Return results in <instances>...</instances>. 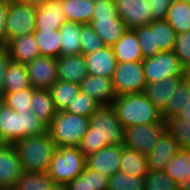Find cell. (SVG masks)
Masks as SVG:
<instances>
[{"mask_svg":"<svg viewBox=\"0 0 190 190\" xmlns=\"http://www.w3.org/2000/svg\"><path fill=\"white\" fill-rule=\"evenodd\" d=\"M89 119L88 131L78 146L85 157L107 145H124L125 128L111 104L101 105Z\"/></svg>","mask_w":190,"mask_h":190,"instance_id":"1","label":"cell"},{"mask_svg":"<svg viewBox=\"0 0 190 190\" xmlns=\"http://www.w3.org/2000/svg\"><path fill=\"white\" fill-rule=\"evenodd\" d=\"M23 172L47 174L56 151V144L48 132L14 142Z\"/></svg>","mask_w":190,"mask_h":190,"instance_id":"2","label":"cell"},{"mask_svg":"<svg viewBox=\"0 0 190 190\" xmlns=\"http://www.w3.org/2000/svg\"><path fill=\"white\" fill-rule=\"evenodd\" d=\"M47 125L32 111L16 112L5 104L0 105V143L13 144L26 137L41 136Z\"/></svg>","mask_w":190,"mask_h":190,"instance_id":"3","label":"cell"},{"mask_svg":"<svg viewBox=\"0 0 190 190\" xmlns=\"http://www.w3.org/2000/svg\"><path fill=\"white\" fill-rule=\"evenodd\" d=\"M111 105L125 129L163 120L161 111L144 93L117 96Z\"/></svg>","mask_w":190,"mask_h":190,"instance_id":"4","label":"cell"},{"mask_svg":"<svg viewBox=\"0 0 190 190\" xmlns=\"http://www.w3.org/2000/svg\"><path fill=\"white\" fill-rule=\"evenodd\" d=\"M140 43L143 59L174 49L178 33L166 20L153 21L149 25L133 29Z\"/></svg>","mask_w":190,"mask_h":190,"instance_id":"5","label":"cell"},{"mask_svg":"<svg viewBox=\"0 0 190 190\" xmlns=\"http://www.w3.org/2000/svg\"><path fill=\"white\" fill-rule=\"evenodd\" d=\"M89 25L105 46H113L128 29L117 13L115 0L95 3Z\"/></svg>","mask_w":190,"mask_h":190,"instance_id":"6","label":"cell"},{"mask_svg":"<svg viewBox=\"0 0 190 190\" xmlns=\"http://www.w3.org/2000/svg\"><path fill=\"white\" fill-rule=\"evenodd\" d=\"M89 126V117L58 111L53 121L47 126V132L56 147H78Z\"/></svg>","mask_w":190,"mask_h":190,"instance_id":"7","label":"cell"},{"mask_svg":"<svg viewBox=\"0 0 190 190\" xmlns=\"http://www.w3.org/2000/svg\"><path fill=\"white\" fill-rule=\"evenodd\" d=\"M85 162L86 157L78 147H57L47 175L55 185L65 186L82 174Z\"/></svg>","mask_w":190,"mask_h":190,"instance_id":"8","label":"cell"},{"mask_svg":"<svg viewBox=\"0 0 190 190\" xmlns=\"http://www.w3.org/2000/svg\"><path fill=\"white\" fill-rule=\"evenodd\" d=\"M147 84L175 76H186L185 67L173 50L160 52L142 60Z\"/></svg>","mask_w":190,"mask_h":190,"instance_id":"9","label":"cell"},{"mask_svg":"<svg viewBox=\"0 0 190 190\" xmlns=\"http://www.w3.org/2000/svg\"><path fill=\"white\" fill-rule=\"evenodd\" d=\"M112 82L117 96L144 93L147 81L143 62H118Z\"/></svg>","mask_w":190,"mask_h":190,"instance_id":"10","label":"cell"},{"mask_svg":"<svg viewBox=\"0 0 190 190\" xmlns=\"http://www.w3.org/2000/svg\"><path fill=\"white\" fill-rule=\"evenodd\" d=\"M167 130L166 120L154 124H143L125 129L124 146L141 154H149Z\"/></svg>","mask_w":190,"mask_h":190,"instance_id":"11","label":"cell"},{"mask_svg":"<svg viewBox=\"0 0 190 190\" xmlns=\"http://www.w3.org/2000/svg\"><path fill=\"white\" fill-rule=\"evenodd\" d=\"M36 11L37 6L10 0L6 25L8 41L21 35L34 33L36 30Z\"/></svg>","mask_w":190,"mask_h":190,"instance_id":"12","label":"cell"},{"mask_svg":"<svg viewBox=\"0 0 190 190\" xmlns=\"http://www.w3.org/2000/svg\"><path fill=\"white\" fill-rule=\"evenodd\" d=\"M25 66L33 89L49 90L58 81L55 57L39 56Z\"/></svg>","mask_w":190,"mask_h":190,"instance_id":"13","label":"cell"},{"mask_svg":"<svg viewBox=\"0 0 190 190\" xmlns=\"http://www.w3.org/2000/svg\"><path fill=\"white\" fill-rule=\"evenodd\" d=\"M117 13L128 29L149 25L153 22L148 0H115Z\"/></svg>","mask_w":190,"mask_h":190,"instance_id":"14","label":"cell"},{"mask_svg":"<svg viewBox=\"0 0 190 190\" xmlns=\"http://www.w3.org/2000/svg\"><path fill=\"white\" fill-rule=\"evenodd\" d=\"M121 146L107 145L86 157V167L110 178L119 172Z\"/></svg>","mask_w":190,"mask_h":190,"instance_id":"15","label":"cell"},{"mask_svg":"<svg viewBox=\"0 0 190 190\" xmlns=\"http://www.w3.org/2000/svg\"><path fill=\"white\" fill-rule=\"evenodd\" d=\"M22 173V166L13 145L0 143V189L14 188Z\"/></svg>","mask_w":190,"mask_h":190,"instance_id":"16","label":"cell"},{"mask_svg":"<svg viewBox=\"0 0 190 190\" xmlns=\"http://www.w3.org/2000/svg\"><path fill=\"white\" fill-rule=\"evenodd\" d=\"M179 144L166 130L152 151L146 155L148 170L164 171L166 165L178 152Z\"/></svg>","mask_w":190,"mask_h":190,"instance_id":"17","label":"cell"},{"mask_svg":"<svg viewBox=\"0 0 190 190\" xmlns=\"http://www.w3.org/2000/svg\"><path fill=\"white\" fill-rule=\"evenodd\" d=\"M88 75L112 78L118 61L112 46H103L93 53L84 54Z\"/></svg>","mask_w":190,"mask_h":190,"instance_id":"18","label":"cell"},{"mask_svg":"<svg viewBox=\"0 0 190 190\" xmlns=\"http://www.w3.org/2000/svg\"><path fill=\"white\" fill-rule=\"evenodd\" d=\"M80 91L88 94L101 105H110L117 97L112 78L98 75H88L80 83Z\"/></svg>","mask_w":190,"mask_h":190,"instance_id":"19","label":"cell"},{"mask_svg":"<svg viewBox=\"0 0 190 190\" xmlns=\"http://www.w3.org/2000/svg\"><path fill=\"white\" fill-rule=\"evenodd\" d=\"M66 21L61 0H49L37 5L36 30H59Z\"/></svg>","mask_w":190,"mask_h":190,"instance_id":"20","label":"cell"},{"mask_svg":"<svg viewBox=\"0 0 190 190\" xmlns=\"http://www.w3.org/2000/svg\"><path fill=\"white\" fill-rule=\"evenodd\" d=\"M10 60L27 64L41 56L34 33L9 40L5 46Z\"/></svg>","mask_w":190,"mask_h":190,"instance_id":"21","label":"cell"},{"mask_svg":"<svg viewBox=\"0 0 190 190\" xmlns=\"http://www.w3.org/2000/svg\"><path fill=\"white\" fill-rule=\"evenodd\" d=\"M57 74L58 80L80 84L88 76L84 55L57 58Z\"/></svg>","mask_w":190,"mask_h":190,"instance_id":"22","label":"cell"},{"mask_svg":"<svg viewBox=\"0 0 190 190\" xmlns=\"http://www.w3.org/2000/svg\"><path fill=\"white\" fill-rule=\"evenodd\" d=\"M164 172L177 183L178 190H190V150H180L168 162Z\"/></svg>","mask_w":190,"mask_h":190,"instance_id":"23","label":"cell"},{"mask_svg":"<svg viewBox=\"0 0 190 190\" xmlns=\"http://www.w3.org/2000/svg\"><path fill=\"white\" fill-rule=\"evenodd\" d=\"M184 77L186 76H175L160 80L153 84H147L144 94L160 111H162L172 95H174L177 85Z\"/></svg>","mask_w":190,"mask_h":190,"instance_id":"24","label":"cell"},{"mask_svg":"<svg viewBox=\"0 0 190 190\" xmlns=\"http://www.w3.org/2000/svg\"><path fill=\"white\" fill-rule=\"evenodd\" d=\"M139 45L140 43L138 42L135 31L133 29H127L121 38L112 46L117 61L124 63L143 60Z\"/></svg>","mask_w":190,"mask_h":190,"instance_id":"25","label":"cell"},{"mask_svg":"<svg viewBox=\"0 0 190 190\" xmlns=\"http://www.w3.org/2000/svg\"><path fill=\"white\" fill-rule=\"evenodd\" d=\"M83 26L81 23L65 21L59 28L61 56L82 54L80 36Z\"/></svg>","mask_w":190,"mask_h":190,"instance_id":"26","label":"cell"},{"mask_svg":"<svg viewBox=\"0 0 190 190\" xmlns=\"http://www.w3.org/2000/svg\"><path fill=\"white\" fill-rule=\"evenodd\" d=\"M120 159L119 171L138 178L148 174L146 155L122 145Z\"/></svg>","mask_w":190,"mask_h":190,"instance_id":"27","label":"cell"},{"mask_svg":"<svg viewBox=\"0 0 190 190\" xmlns=\"http://www.w3.org/2000/svg\"><path fill=\"white\" fill-rule=\"evenodd\" d=\"M4 93H13L30 88L25 64L9 60L4 74Z\"/></svg>","mask_w":190,"mask_h":190,"instance_id":"28","label":"cell"},{"mask_svg":"<svg viewBox=\"0 0 190 190\" xmlns=\"http://www.w3.org/2000/svg\"><path fill=\"white\" fill-rule=\"evenodd\" d=\"M34 115L47 126L53 121L57 110L49 90L35 89L31 99V109Z\"/></svg>","mask_w":190,"mask_h":190,"instance_id":"29","label":"cell"},{"mask_svg":"<svg viewBox=\"0 0 190 190\" xmlns=\"http://www.w3.org/2000/svg\"><path fill=\"white\" fill-rule=\"evenodd\" d=\"M61 2L66 21L83 25H88L91 22L95 3L89 0H61Z\"/></svg>","mask_w":190,"mask_h":190,"instance_id":"30","label":"cell"},{"mask_svg":"<svg viewBox=\"0 0 190 190\" xmlns=\"http://www.w3.org/2000/svg\"><path fill=\"white\" fill-rule=\"evenodd\" d=\"M109 178L85 166L82 174L67 183L65 190H107Z\"/></svg>","mask_w":190,"mask_h":190,"instance_id":"31","label":"cell"},{"mask_svg":"<svg viewBox=\"0 0 190 190\" xmlns=\"http://www.w3.org/2000/svg\"><path fill=\"white\" fill-rule=\"evenodd\" d=\"M190 102V81L184 77L177 85L174 95L167 102L165 108L161 111L164 120H168L173 117H177L184 108Z\"/></svg>","mask_w":190,"mask_h":190,"instance_id":"32","label":"cell"},{"mask_svg":"<svg viewBox=\"0 0 190 190\" xmlns=\"http://www.w3.org/2000/svg\"><path fill=\"white\" fill-rule=\"evenodd\" d=\"M57 111H65L71 101L79 94L80 84L58 80L49 89Z\"/></svg>","mask_w":190,"mask_h":190,"instance_id":"33","label":"cell"},{"mask_svg":"<svg viewBox=\"0 0 190 190\" xmlns=\"http://www.w3.org/2000/svg\"><path fill=\"white\" fill-rule=\"evenodd\" d=\"M165 20L178 34L190 31V4L176 0L168 8Z\"/></svg>","mask_w":190,"mask_h":190,"instance_id":"34","label":"cell"},{"mask_svg":"<svg viewBox=\"0 0 190 190\" xmlns=\"http://www.w3.org/2000/svg\"><path fill=\"white\" fill-rule=\"evenodd\" d=\"M34 36L41 56L55 58L61 56V37L59 30H35Z\"/></svg>","mask_w":190,"mask_h":190,"instance_id":"35","label":"cell"},{"mask_svg":"<svg viewBox=\"0 0 190 190\" xmlns=\"http://www.w3.org/2000/svg\"><path fill=\"white\" fill-rule=\"evenodd\" d=\"M54 182L47 174L23 172L14 185L15 190H50Z\"/></svg>","mask_w":190,"mask_h":190,"instance_id":"36","label":"cell"},{"mask_svg":"<svg viewBox=\"0 0 190 190\" xmlns=\"http://www.w3.org/2000/svg\"><path fill=\"white\" fill-rule=\"evenodd\" d=\"M167 130L179 144L180 150H190V121L173 117L167 121Z\"/></svg>","mask_w":190,"mask_h":190,"instance_id":"37","label":"cell"},{"mask_svg":"<svg viewBox=\"0 0 190 190\" xmlns=\"http://www.w3.org/2000/svg\"><path fill=\"white\" fill-rule=\"evenodd\" d=\"M35 89L32 87L16 91L13 93H4L2 103L16 112L30 111L31 99Z\"/></svg>","mask_w":190,"mask_h":190,"instance_id":"38","label":"cell"},{"mask_svg":"<svg viewBox=\"0 0 190 190\" xmlns=\"http://www.w3.org/2000/svg\"><path fill=\"white\" fill-rule=\"evenodd\" d=\"M144 178L117 172L109 178L107 190H144Z\"/></svg>","mask_w":190,"mask_h":190,"instance_id":"39","label":"cell"},{"mask_svg":"<svg viewBox=\"0 0 190 190\" xmlns=\"http://www.w3.org/2000/svg\"><path fill=\"white\" fill-rule=\"evenodd\" d=\"M101 106L99 102L81 91L66 108V112L90 117Z\"/></svg>","mask_w":190,"mask_h":190,"instance_id":"40","label":"cell"},{"mask_svg":"<svg viewBox=\"0 0 190 190\" xmlns=\"http://www.w3.org/2000/svg\"><path fill=\"white\" fill-rule=\"evenodd\" d=\"M144 190H178L177 183L164 171L148 170Z\"/></svg>","mask_w":190,"mask_h":190,"instance_id":"41","label":"cell"},{"mask_svg":"<svg viewBox=\"0 0 190 190\" xmlns=\"http://www.w3.org/2000/svg\"><path fill=\"white\" fill-rule=\"evenodd\" d=\"M80 41L83 55L93 53L105 46L89 24L82 27Z\"/></svg>","mask_w":190,"mask_h":190,"instance_id":"42","label":"cell"},{"mask_svg":"<svg viewBox=\"0 0 190 190\" xmlns=\"http://www.w3.org/2000/svg\"><path fill=\"white\" fill-rule=\"evenodd\" d=\"M173 52L185 68L190 64V31L177 35Z\"/></svg>","mask_w":190,"mask_h":190,"instance_id":"43","label":"cell"},{"mask_svg":"<svg viewBox=\"0 0 190 190\" xmlns=\"http://www.w3.org/2000/svg\"><path fill=\"white\" fill-rule=\"evenodd\" d=\"M10 0H0V47L8 43L6 25L9 14Z\"/></svg>","mask_w":190,"mask_h":190,"instance_id":"44","label":"cell"},{"mask_svg":"<svg viewBox=\"0 0 190 190\" xmlns=\"http://www.w3.org/2000/svg\"><path fill=\"white\" fill-rule=\"evenodd\" d=\"M151 5L153 21L165 20L168 8L176 0H148Z\"/></svg>","mask_w":190,"mask_h":190,"instance_id":"45","label":"cell"},{"mask_svg":"<svg viewBox=\"0 0 190 190\" xmlns=\"http://www.w3.org/2000/svg\"><path fill=\"white\" fill-rule=\"evenodd\" d=\"M10 57L5 47H0V97L4 95V74Z\"/></svg>","mask_w":190,"mask_h":190,"instance_id":"46","label":"cell"},{"mask_svg":"<svg viewBox=\"0 0 190 190\" xmlns=\"http://www.w3.org/2000/svg\"><path fill=\"white\" fill-rule=\"evenodd\" d=\"M178 118L187 119L190 121V102L181 109V112L177 116Z\"/></svg>","mask_w":190,"mask_h":190,"instance_id":"47","label":"cell"},{"mask_svg":"<svg viewBox=\"0 0 190 190\" xmlns=\"http://www.w3.org/2000/svg\"><path fill=\"white\" fill-rule=\"evenodd\" d=\"M15 1L20 2V3L34 5V6H37L42 3V0H15Z\"/></svg>","mask_w":190,"mask_h":190,"instance_id":"48","label":"cell"},{"mask_svg":"<svg viewBox=\"0 0 190 190\" xmlns=\"http://www.w3.org/2000/svg\"><path fill=\"white\" fill-rule=\"evenodd\" d=\"M50 190H65L64 186L54 185Z\"/></svg>","mask_w":190,"mask_h":190,"instance_id":"49","label":"cell"},{"mask_svg":"<svg viewBox=\"0 0 190 190\" xmlns=\"http://www.w3.org/2000/svg\"><path fill=\"white\" fill-rule=\"evenodd\" d=\"M185 73H190V64L185 68Z\"/></svg>","mask_w":190,"mask_h":190,"instance_id":"50","label":"cell"},{"mask_svg":"<svg viewBox=\"0 0 190 190\" xmlns=\"http://www.w3.org/2000/svg\"><path fill=\"white\" fill-rule=\"evenodd\" d=\"M0 190H15L14 188H1Z\"/></svg>","mask_w":190,"mask_h":190,"instance_id":"51","label":"cell"},{"mask_svg":"<svg viewBox=\"0 0 190 190\" xmlns=\"http://www.w3.org/2000/svg\"><path fill=\"white\" fill-rule=\"evenodd\" d=\"M186 78L190 81V73H186Z\"/></svg>","mask_w":190,"mask_h":190,"instance_id":"52","label":"cell"},{"mask_svg":"<svg viewBox=\"0 0 190 190\" xmlns=\"http://www.w3.org/2000/svg\"><path fill=\"white\" fill-rule=\"evenodd\" d=\"M89 1H92L93 3H97V2L102 1V0H89Z\"/></svg>","mask_w":190,"mask_h":190,"instance_id":"53","label":"cell"},{"mask_svg":"<svg viewBox=\"0 0 190 190\" xmlns=\"http://www.w3.org/2000/svg\"><path fill=\"white\" fill-rule=\"evenodd\" d=\"M183 2L189 3L190 4V0H181Z\"/></svg>","mask_w":190,"mask_h":190,"instance_id":"54","label":"cell"}]
</instances>
